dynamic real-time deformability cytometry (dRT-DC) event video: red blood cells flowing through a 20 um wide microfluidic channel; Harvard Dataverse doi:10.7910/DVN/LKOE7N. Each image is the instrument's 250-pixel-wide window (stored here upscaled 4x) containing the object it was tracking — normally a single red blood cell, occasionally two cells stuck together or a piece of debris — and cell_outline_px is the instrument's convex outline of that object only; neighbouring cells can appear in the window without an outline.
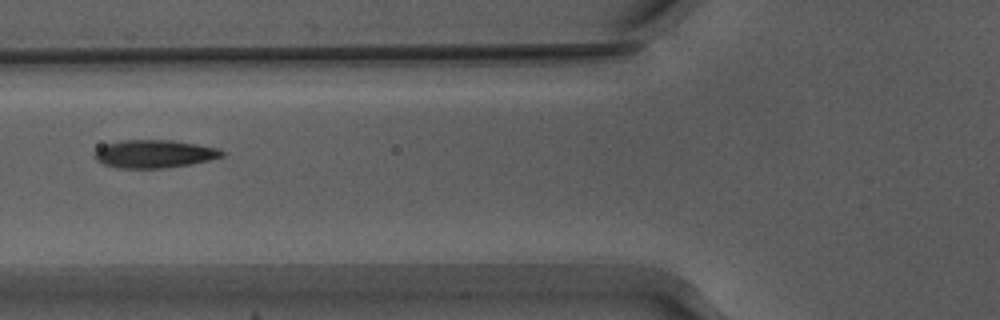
{"species": "Egyptian fruit bat (a non-hibernating species)", "species_latin": "Rousettus aegyptiacus", "temperature_condition": "warm", "stored_images_in_passage": 37, "camera_frame_rate_fps": 3000, "um_per_image_px": 0.085, "animal": {"sex": "male"}, "frame": {"image": 1, "passage_image": 8, "time_ms": 2.333, "image_size_px": [1000, 320], "cell_outline_px": [[228, 152], [224, 156], [208, 160], [188, 164], [164, 168], [116, 168], [104, 164], [96, 160], [92, 156], [92, 152], [108, 144], [120, 140], [172, 140], [220, 148]], "centroid_in_image_um": [13.12, 13.08], "position_along_channel_um": 112.7, "area_um2": 20.87}}
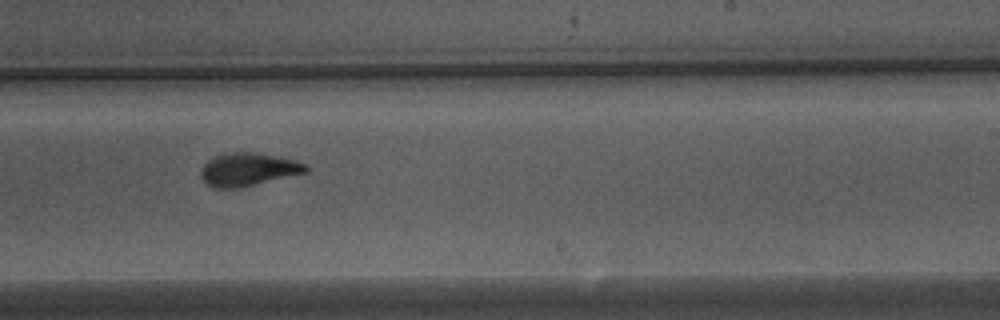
{"frame": {"image": 2, "passage_image": 20, "time_ms": 6.333, "image_size_px": [1000, 320], "cell_outline_px": [[308, 172], [240, 188], [212, 188], [200, 176], [200, 172], [204, 164], [212, 156], [224, 152], [256, 152], [296, 160], [308, 164]], "centroid_in_image_um": [21.09, 14.39], "position_along_channel_um": 267.9, "area_um2": 20.52}}
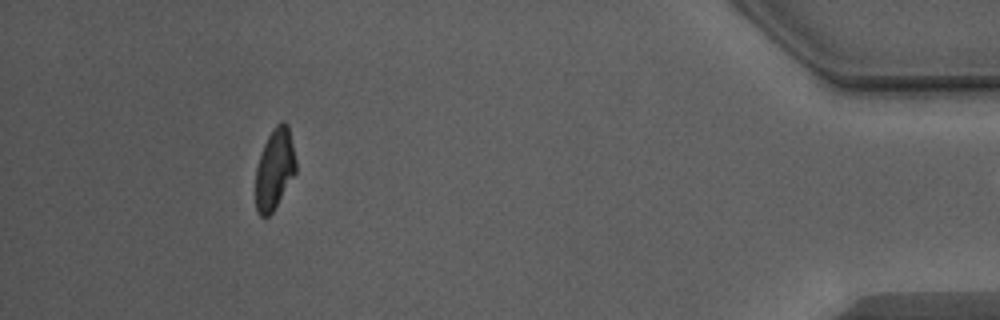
{"frame": {"image": 3, "passage_image": 36, "time_ms": 11.667, "image_size_px": [1000, 320], "cell_outline_px": [[296, 172], [272, 212], [264, 220], [256, 212], [256, 168], [264, 144], [268, 136], [276, 124], [284, 120], [288, 124], [296, 160]], "centroid_in_image_um": [23.34, 14.38], "position_along_channel_um": 411.9, "area_um2": 18.9}}